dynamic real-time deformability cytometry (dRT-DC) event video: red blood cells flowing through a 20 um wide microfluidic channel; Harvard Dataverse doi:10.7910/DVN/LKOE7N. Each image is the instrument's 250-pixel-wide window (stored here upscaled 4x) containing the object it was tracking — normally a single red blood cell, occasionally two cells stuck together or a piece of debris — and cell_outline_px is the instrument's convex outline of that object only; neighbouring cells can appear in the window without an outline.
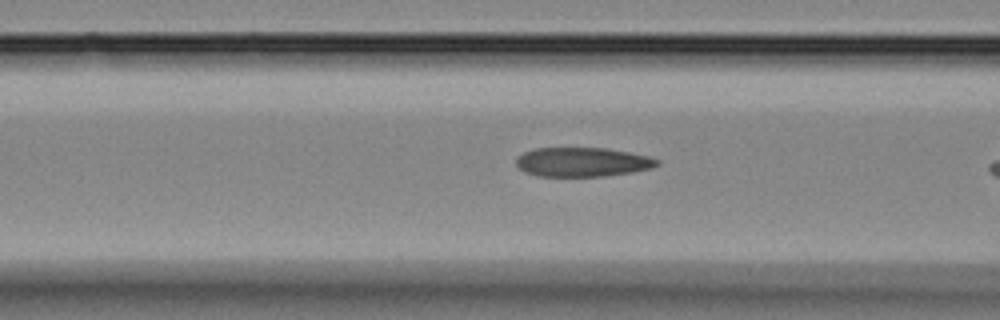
{"species": "Egyptian fruit bat (a non-hibernating species)", "species_latin": "Rousettus aegyptiacus", "temperature_condition": "room temperature", "stored_images_in_passage": 30, "camera_frame_rate_fps": 3000, "um_per_image_px": 0.085, "animal": {"sex": "female"}, "frame": {"image": 1, "passage_image": 13, "time_ms": 4.0, "image_size_px": [1000, 320], "cell_outline_px": [[660, 164], [652, 168], [632, 172], [604, 176], [540, 176], [524, 172], [516, 164], [516, 156], [532, 148], [604, 148], [628, 152], [648, 156], [660, 160]], "centroid_in_image_um": [49.49, 13.77], "position_along_channel_um": 117.1, "area_um2": 24.04}}
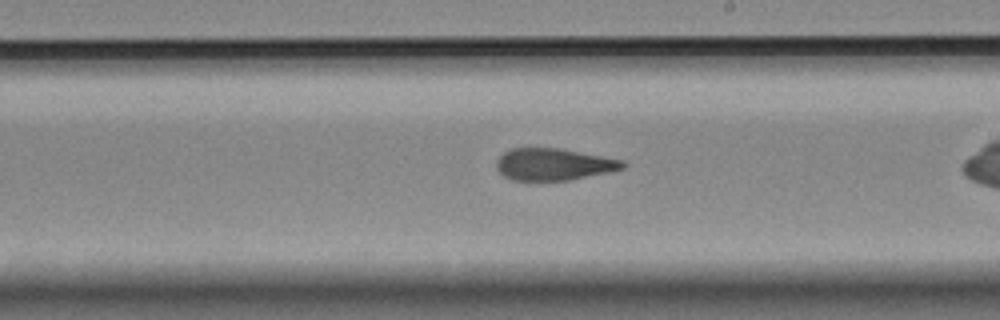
{"frame": {"image": 2, "passage_image": 21, "time_ms": 6.667, "image_size_px": [1000, 320], "cell_outline_px": [[628, 164], [624, 168], [608, 172], [568, 180], [512, 180], [504, 176], [496, 168], [496, 160], [504, 152], [512, 148], [560, 148], [624, 160]], "centroid_in_image_um": [47.06, 13.96], "position_along_channel_um": 241.9, "area_um2": 23.47}}
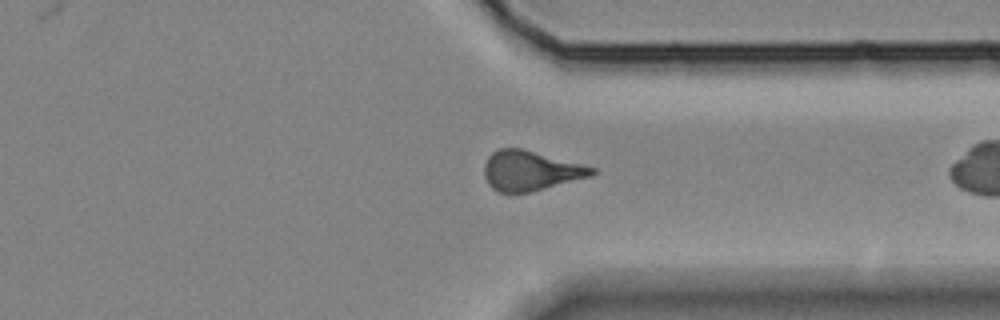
{"frame": {"image": 3, "passage_image": 29, "time_ms": 9.333, "image_size_px": [1000, 320], "cell_outline_px": [[596, 172], [592, 176], [528, 192], [496, 192], [488, 184], [484, 176], [484, 164], [488, 156], [496, 148], [524, 148], [596, 168]], "centroid_in_image_um": [45.06, 14.49], "position_along_channel_um": 366.3, "area_um2": 25.03}}